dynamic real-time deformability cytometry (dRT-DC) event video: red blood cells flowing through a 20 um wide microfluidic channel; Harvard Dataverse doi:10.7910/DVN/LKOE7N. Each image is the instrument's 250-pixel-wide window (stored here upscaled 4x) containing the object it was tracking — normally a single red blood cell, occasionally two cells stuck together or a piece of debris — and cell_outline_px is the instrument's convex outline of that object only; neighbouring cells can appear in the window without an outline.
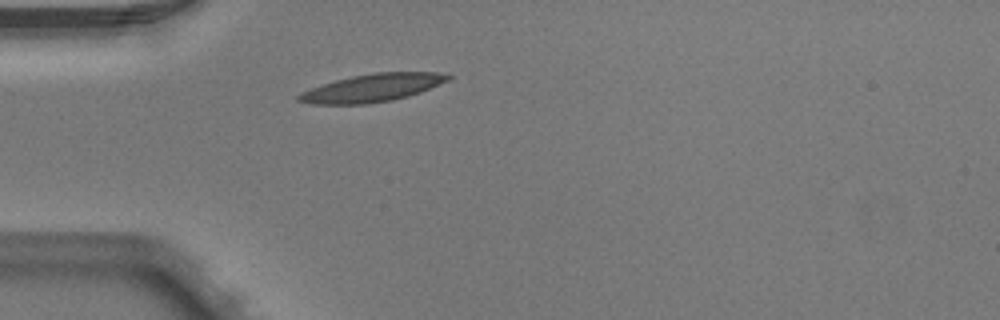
{"species": "Egyptian fruit bat (a non-hibernating species)", "species_latin": "Rousettus aegyptiacus", "temperature_condition": "warm", "stored_images_in_passage": 1, "camera_frame_rate_fps": 3000, "um_per_image_px": 0.085, "animal": {"sex": "male"}, "frame": {"image": 1, "passage_image": 1, "time_ms": 0.0, "image_size_px": [1000, 320], "cell_outline_px": [[452, 76], [448, 80], [420, 92], [408, 96], [392, 100], [364, 104], [312, 104], [296, 100], [296, 96], [300, 92], [336, 80], [352, 76], [376, 72], [436, 72]], "centroid_in_image_um": [31.61, 7.47], "position_along_channel_um": 53.4, "area_um2": 23.93}}